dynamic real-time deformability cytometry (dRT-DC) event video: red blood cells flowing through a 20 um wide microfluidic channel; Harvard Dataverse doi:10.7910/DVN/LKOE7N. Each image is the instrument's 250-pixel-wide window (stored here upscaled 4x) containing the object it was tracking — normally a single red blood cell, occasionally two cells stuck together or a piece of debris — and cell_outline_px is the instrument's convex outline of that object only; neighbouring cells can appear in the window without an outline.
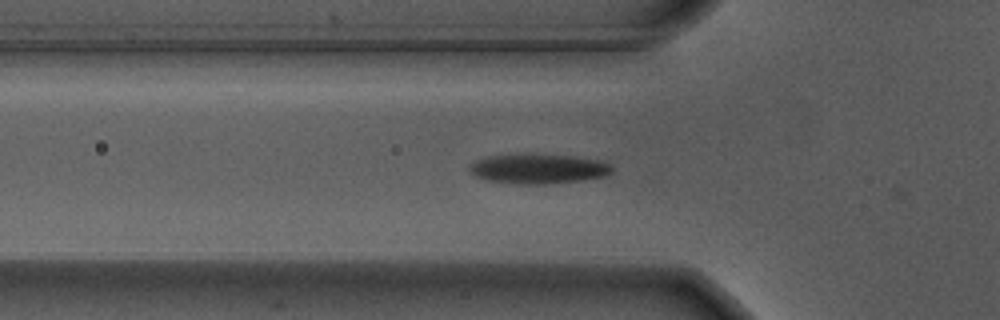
{"species": "Egyptian fruit bat (a non-hibernating species)", "species_latin": "Rousettus aegyptiacus", "temperature_condition": "warm", "stored_images_in_passage": 36, "camera_frame_rate_fps": 3000, "um_per_image_px": 0.085, "animal": {"sex": "male"}, "frame": {"image": 1, "passage_image": 4, "time_ms": 1.0, "image_size_px": [1000, 320], "cell_outline_px": [[612, 172], [604, 176], [580, 180], [544, 184], [520, 184], [488, 180], [476, 176], [468, 168], [476, 160], [484, 156], [524, 152], [532, 152], [576, 156], [600, 160], [612, 164]], "centroid_in_image_um": [45.76, 14.29], "position_along_channel_um": 80.0, "area_um2": 25.32}}
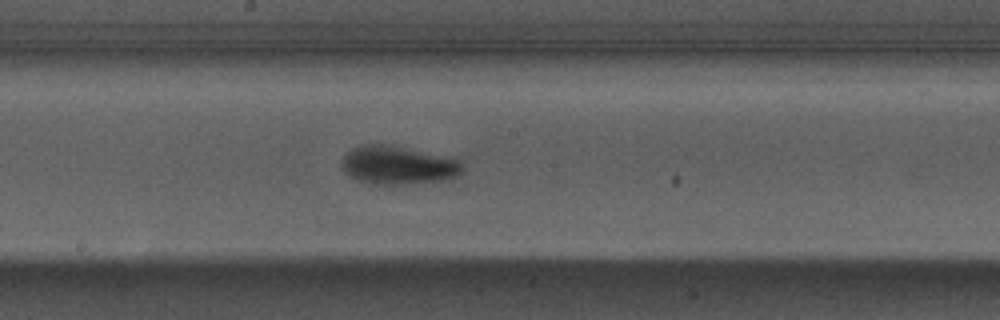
{"frame": {"image": 2, "passage_image": 15, "time_ms": 4.667, "image_size_px": [1000, 320], "cell_outline_px": [[464, 168], [456, 176], [444, 180], [412, 184], [368, 184], [356, 180], [348, 176], [344, 172], [340, 164], [340, 160], [352, 148], [364, 144], [392, 144], [456, 156], [460, 160]], "centroid_in_image_um": [33.86, 14.02], "position_along_channel_um": 214.3, "area_um2": 28.09}}
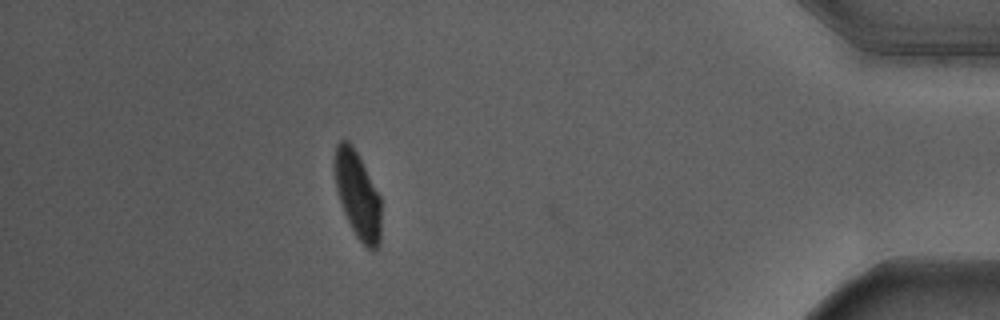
{"frame": {"image": 3, "passage_image": 35, "time_ms": 11.333, "image_size_px": [1000, 320], "cell_outline_px": [[380, 240], [376, 248], [372, 252], [356, 236], [344, 212], [336, 188], [336, 144], [340, 140], [348, 140], [352, 144], [380, 196]], "centroid_in_image_um": [30.42, 16.59], "position_along_channel_um": 404.8, "area_um2": 22.77}, "authors_computed_cell_mechanics": {"area_um2": 25.4609, "velocity_mm_per_s": 3.6526, "shape_relaxation_time_tau1_ms": 2.9492, "shape_relaxation_time_tau2_ms": 0.8296, "deformation_change_tau1": 0.1515, "deformation_change_tau2": 0.047}}